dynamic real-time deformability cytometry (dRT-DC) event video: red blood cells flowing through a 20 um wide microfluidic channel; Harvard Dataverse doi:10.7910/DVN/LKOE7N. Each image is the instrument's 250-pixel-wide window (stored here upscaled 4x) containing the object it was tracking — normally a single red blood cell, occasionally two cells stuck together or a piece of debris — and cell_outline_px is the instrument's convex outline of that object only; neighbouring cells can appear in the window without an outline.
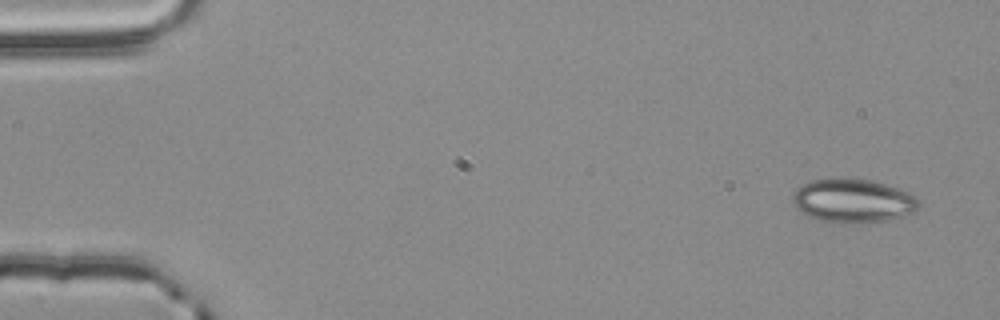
{"species": "common noctule bat (a hibernating species)", "species_latin": "Nyctalus noctula", "temperature_condition": "room temperature", "stored_images_in_passage": 4, "camera_frame_rate_fps": 3000, "um_per_image_px": 0.085, "animal": {"sex": "male", "body_mass_g": 20.4}, "frame": {"image": 1, "passage_image": 1, "time_ms": 0.0, "image_size_px": [1000, 320], "cell_outline_px": [[920, 204], [912, 212], [904, 216], [888, 220], [840, 224], [820, 220], [800, 212], [792, 204], [792, 196], [796, 188], [800, 184], [812, 180], [832, 176], [844, 176], [872, 180], [908, 192], [916, 196], [920, 200]], "centroid_in_image_um": [72.45, 17.03], "position_along_channel_um": 12.6, "area_um2": 32.89}}